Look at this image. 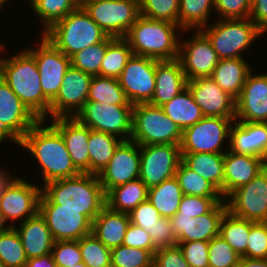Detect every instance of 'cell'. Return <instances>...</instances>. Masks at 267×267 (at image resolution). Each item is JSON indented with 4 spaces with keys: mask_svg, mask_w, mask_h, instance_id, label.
<instances>
[{
    "mask_svg": "<svg viewBox=\"0 0 267 267\" xmlns=\"http://www.w3.org/2000/svg\"><path fill=\"white\" fill-rule=\"evenodd\" d=\"M105 199L98 176L81 173L43 185L39 204H57L58 209L79 210L93 222L106 206Z\"/></svg>",
    "mask_w": 267,
    "mask_h": 267,
    "instance_id": "1",
    "label": "cell"
},
{
    "mask_svg": "<svg viewBox=\"0 0 267 267\" xmlns=\"http://www.w3.org/2000/svg\"><path fill=\"white\" fill-rule=\"evenodd\" d=\"M42 124H45L44 120H39L17 145L27 149L39 162L43 185L81 174L74 166L60 132L52 124L45 127Z\"/></svg>",
    "mask_w": 267,
    "mask_h": 267,
    "instance_id": "2",
    "label": "cell"
},
{
    "mask_svg": "<svg viewBox=\"0 0 267 267\" xmlns=\"http://www.w3.org/2000/svg\"><path fill=\"white\" fill-rule=\"evenodd\" d=\"M0 77L38 120H46L51 102L43 94L35 58L26 49L0 58Z\"/></svg>",
    "mask_w": 267,
    "mask_h": 267,
    "instance_id": "3",
    "label": "cell"
},
{
    "mask_svg": "<svg viewBox=\"0 0 267 267\" xmlns=\"http://www.w3.org/2000/svg\"><path fill=\"white\" fill-rule=\"evenodd\" d=\"M178 29H182L178 24L140 15L124 39L132 49L133 55L157 61H170L178 59L179 56L180 40L175 34Z\"/></svg>",
    "mask_w": 267,
    "mask_h": 267,
    "instance_id": "4",
    "label": "cell"
},
{
    "mask_svg": "<svg viewBox=\"0 0 267 267\" xmlns=\"http://www.w3.org/2000/svg\"><path fill=\"white\" fill-rule=\"evenodd\" d=\"M43 36L67 57L108 37L82 6L53 24Z\"/></svg>",
    "mask_w": 267,
    "mask_h": 267,
    "instance_id": "5",
    "label": "cell"
},
{
    "mask_svg": "<svg viewBox=\"0 0 267 267\" xmlns=\"http://www.w3.org/2000/svg\"><path fill=\"white\" fill-rule=\"evenodd\" d=\"M131 141L143 145H180L182 131L164 113L161 106L138 103L132 110Z\"/></svg>",
    "mask_w": 267,
    "mask_h": 267,
    "instance_id": "6",
    "label": "cell"
},
{
    "mask_svg": "<svg viewBox=\"0 0 267 267\" xmlns=\"http://www.w3.org/2000/svg\"><path fill=\"white\" fill-rule=\"evenodd\" d=\"M200 30L210 40L219 60L242 58V51L264 34L249 18L219 19L212 26L206 25Z\"/></svg>",
    "mask_w": 267,
    "mask_h": 267,
    "instance_id": "7",
    "label": "cell"
},
{
    "mask_svg": "<svg viewBox=\"0 0 267 267\" xmlns=\"http://www.w3.org/2000/svg\"><path fill=\"white\" fill-rule=\"evenodd\" d=\"M81 6L113 38H124L140 16L139 0H88Z\"/></svg>",
    "mask_w": 267,
    "mask_h": 267,
    "instance_id": "8",
    "label": "cell"
},
{
    "mask_svg": "<svg viewBox=\"0 0 267 267\" xmlns=\"http://www.w3.org/2000/svg\"><path fill=\"white\" fill-rule=\"evenodd\" d=\"M132 110L133 105H109L93 101L86 102L75 118L91 130L128 141L132 133Z\"/></svg>",
    "mask_w": 267,
    "mask_h": 267,
    "instance_id": "9",
    "label": "cell"
},
{
    "mask_svg": "<svg viewBox=\"0 0 267 267\" xmlns=\"http://www.w3.org/2000/svg\"><path fill=\"white\" fill-rule=\"evenodd\" d=\"M235 118L204 116L182 132L181 153L225 154L223 141L230 138L231 123Z\"/></svg>",
    "mask_w": 267,
    "mask_h": 267,
    "instance_id": "10",
    "label": "cell"
},
{
    "mask_svg": "<svg viewBox=\"0 0 267 267\" xmlns=\"http://www.w3.org/2000/svg\"><path fill=\"white\" fill-rule=\"evenodd\" d=\"M226 199L227 210L252 222H267V167Z\"/></svg>",
    "mask_w": 267,
    "mask_h": 267,
    "instance_id": "11",
    "label": "cell"
},
{
    "mask_svg": "<svg viewBox=\"0 0 267 267\" xmlns=\"http://www.w3.org/2000/svg\"><path fill=\"white\" fill-rule=\"evenodd\" d=\"M182 161L180 145L160 144L140 146L139 178L151 188L175 176Z\"/></svg>",
    "mask_w": 267,
    "mask_h": 267,
    "instance_id": "12",
    "label": "cell"
},
{
    "mask_svg": "<svg viewBox=\"0 0 267 267\" xmlns=\"http://www.w3.org/2000/svg\"><path fill=\"white\" fill-rule=\"evenodd\" d=\"M38 121L0 77V144L6 139L18 144Z\"/></svg>",
    "mask_w": 267,
    "mask_h": 267,
    "instance_id": "13",
    "label": "cell"
},
{
    "mask_svg": "<svg viewBox=\"0 0 267 267\" xmlns=\"http://www.w3.org/2000/svg\"><path fill=\"white\" fill-rule=\"evenodd\" d=\"M42 188L33 185L26 180L16 178L0 195V220L5 227L8 220L22 222L33 217L39 212V201Z\"/></svg>",
    "mask_w": 267,
    "mask_h": 267,
    "instance_id": "14",
    "label": "cell"
},
{
    "mask_svg": "<svg viewBox=\"0 0 267 267\" xmlns=\"http://www.w3.org/2000/svg\"><path fill=\"white\" fill-rule=\"evenodd\" d=\"M155 59L132 55L118 81L131 104L149 103L155 90Z\"/></svg>",
    "mask_w": 267,
    "mask_h": 267,
    "instance_id": "15",
    "label": "cell"
},
{
    "mask_svg": "<svg viewBox=\"0 0 267 267\" xmlns=\"http://www.w3.org/2000/svg\"><path fill=\"white\" fill-rule=\"evenodd\" d=\"M39 47L27 51L35 58L44 96L52 102L60 91L67 69L71 66L70 57L57 49L44 36Z\"/></svg>",
    "mask_w": 267,
    "mask_h": 267,
    "instance_id": "16",
    "label": "cell"
},
{
    "mask_svg": "<svg viewBox=\"0 0 267 267\" xmlns=\"http://www.w3.org/2000/svg\"><path fill=\"white\" fill-rule=\"evenodd\" d=\"M93 76L70 66L56 98L50 103L51 118L75 117L87 102Z\"/></svg>",
    "mask_w": 267,
    "mask_h": 267,
    "instance_id": "17",
    "label": "cell"
},
{
    "mask_svg": "<svg viewBox=\"0 0 267 267\" xmlns=\"http://www.w3.org/2000/svg\"><path fill=\"white\" fill-rule=\"evenodd\" d=\"M192 39L179 44L178 60L187 81L210 77L219 58L208 37L199 29Z\"/></svg>",
    "mask_w": 267,
    "mask_h": 267,
    "instance_id": "18",
    "label": "cell"
},
{
    "mask_svg": "<svg viewBox=\"0 0 267 267\" xmlns=\"http://www.w3.org/2000/svg\"><path fill=\"white\" fill-rule=\"evenodd\" d=\"M139 173L140 145L128 140L118 145L108 165L97 176L106 194L116 186L139 179Z\"/></svg>",
    "mask_w": 267,
    "mask_h": 267,
    "instance_id": "19",
    "label": "cell"
},
{
    "mask_svg": "<svg viewBox=\"0 0 267 267\" xmlns=\"http://www.w3.org/2000/svg\"><path fill=\"white\" fill-rule=\"evenodd\" d=\"M227 211L226 201L218 202L208 213L188 217L175 214L170 223L177 242H190L195 240L209 242L219 235L222 216Z\"/></svg>",
    "mask_w": 267,
    "mask_h": 267,
    "instance_id": "20",
    "label": "cell"
},
{
    "mask_svg": "<svg viewBox=\"0 0 267 267\" xmlns=\"http://www.w3.org/2000/svg\"><path fill=\"white\" fill-rule=\"evenodd\" d=\"M54 241L80 240L92 233V222L79 210L58 209L57 204H39Z\"/></svg>",
    "mask_w": 267,
    "mask_h": 267,
    "instance_id": "21",
    "label": "cell"
},
{
    "mask_svg": "<svg viewBox=\"0 0 267 267\" xmlns=\"http://www.w3.org/2000/svg\"><path fill=\"white\" fill-rule=\"evenodd\" d=\"M187 87L204 116L235 118L236 99L210 77L188 80Z\"/></svg>",
    "mask_w": 267,
    "mask_h": 267,
    "instance_id": "22",
    "label": "cell"
},
{
    "mask_svg": "<svg viewBox=\"0 0 267 267\" xmlns=\"http://www.w3.org/2000/svg\"><path fill=\"white\" fill-rule=\"evenodd\" d=\"M235 120L267 123V72L248 74L240 96L236 99Z\"/></svg>",
    "mask_w": 267,
    "mask_h": 267,
    "instance_id": "23",
    "label": "cell"
},
{
    "mask_svg": "<svg viewBox=\"0 0 267 267\" xmlns=\"http://www.w3.org/2000/svg\"><path fill=\"white\" fill-rule=\"evenodd\" d=\"M52 121V125L64 139L74 166L81 173H89L90 128L81 124L75 117H58Z\"/></svg>",
    "mask_w": 267,
    "mask_h": 267,
    "instance_id": "24",
    "label": "cell"
},
{
    "mask_svg": "<svg viewBox=\"0 0 267 267\" xmlns=\"http://www.w3.org/2000/svg\"><path fill=\"white\" fill-rule=\"evenodd\" d=\"M228 141L230 151L264 159L267 154V123L235 120Z\"/></svg>",
    "mask_w": 267,
    "mask_h": 267,
    "instance_id": "25",
    "label": "cell"
},
{
    "mask_svg": "<svg viewBox=\"0 0 267 267\" xmlns=\"http://www.w3.org/2000/svg\"><path fill=\"white\" fill-rule=\"evenodd\" d=\"M265 168V161L262 158L228 150L224 157V200L234 190L249 183Z\"/></svg>",
    "mask_w": 267,
    "mask_h": 267,
    "instance_id": "26",
    "label": "cell"
},
{
    "mask_svg": "<svg viewBox=\"0 0 267 267\" xmlns=\"http://www.w3.org/2000/svg\"><path fill=\"white\" fill-rule=\"evenodd\" d=\"M187 87V79L178 59L156 61V80L152 105L162 106Z\"/></svg>",
    "mask_w": 267,
    "mask_h": 267,
    "instance_id": "27",
    "label": "cell"
},
{
    "mask_svg": "<svg viewBox=\"0 0 267 267\" xmlns=\"http://www.w3.org/2000/svg\"><path fill=\"white\" fill-rule=\"evenodd\" d=\"M14 227L21 237L28 259L51 254L55 241L46 220L39 212L21 222L19 228L17 226Z\"/></svg>",
    "mask_w": 267,
    "mask_h": 267,
    "instance_id": "28",
    "label": "cell"
},
{
    "mask_svg": "<svg viewBox=\"0 0 267 267\" xmlns=\"http://www.w3.org/2000/svg\"><path fill=\"white\" fill-rule=\"evenodd\" d=\"M130 224L127 213L116 212L105 206L92 222V233L109 249L123 243Z\"/></svg>",
    "mask_w": 267,
    "mask_h": 267,
    "instance_id": "29",
    "label": "cell"
},
{
    "mask_svg": "<svg viewBox=\"0 0 267 267\" xmlns=\"http://www.w3.org/2000/svg\"><path fill=\"white\" fill-rule=\"evenodd\" d=\"M252 68L243 58L219 60L210 76L225 92L237 99Z\"/></svg>",
    "mask_w": 267,
    "mask_h": 267,
    "instance_id": "30",
    "label": "cell"
},
{
    "mask_svg": "<svg viewBox=\"0 0 267 267\" xmlns=\"http://www.w3.org/2000/svg\"><path fill=\"white\" fill-rule=\"evenodd\" d=\"M182 162L209 181L224 199V157L219 153H181Z\"/></svg>",
    "mask_w": 267,
    "mask_h": 267,
    "instance_id": "31",
    "label": "cell"
},
{
    "mask_svg": "<svg viewBox=\"0 0 267 267\" xmlns=\"http://www.w3.org/2000/svg\"><path fill=\"white\" fill-rule=\"evenodd\" d=\"M148 189L140 178L116 186L106 193V206L110 210L129 214L147 200Z\"/></svg>",
    "mask_w": 267,
    "mask_h": 267,
    "instance_id": "32",
    "label": "cell"
},
{
    "mask_svg": "<svg viewBox=\"0 0 267 267\" xmlns=\"http://www.w3.org/2000/svg\"><path fill=\"white\" fill-rule=\"evenodd\" d=\"M161 108L182 132L204 117L201 108L195 103L188 87L172 100L164 103Z\"/></svg>",
    "mask_w": 267,
    "mask_h": 267,
    "instance_id": "33",
    "label": "cell"
},
{
    "mask_svg": "<svg viewBox=\"0 0 267 267\" xmlns=\"http://www.w3.org/2000/svg\"><path fill=\"white\" fill-rule=\"evenodd\" d=\"M122 141L115 135L90 129L89 173L98 175L108 165L115 149Z\"/></svg>",
    "mask_w": 267,
    "mask_h": 267,
    "instance_id": "34",
    "label": "cell"
},
{
    "mask_svg": "<svg viewBox=\"0 0 267 267\" xmlns=\"http://www.w3.org/2000/svg\"><path fill=\"white\" fill-rule=\"evenodd\" d=\"M183 196L177 178L174 176L148 189L147 199L164 218H171L177 212Z\"/></svg>",
    "mask_w": 267,
    "mask_h": 267,
    "instance_id": "35",
    "label": "cell"
},
{
    "mask_svg": "<svg viewBox=\"0 0 267 267\" xmlns=\"http://www.w3.org/2000/svg\"><path fill=\"white\" fill-rule=\"evenodd\" d=\"M133 55L124 38L107 37V49L100 66V76L118 78Z\"/></svg>",
    "mask_w": 267,
    "mask_h": 267,
    "instance_id": "36",
    "label": "cell"
},
{
    "mask_svg": "<svg viewBox=\"0 0 267 267\" xmlns=\"http://www.w3.org/2000/svg\"><path fill=\"white\" fill-rule=\"evenodd\" d=\"M250 221L232 215L228 210L222 216L219 235L241 257H246Z\"/></svg>",
    "mask_w": 267,
    "mask_h": 267,
    "instance_id": "37",
    "label": "cell"
},
{
    "mask_svg": "<svg viewBox=\"0 0 267 267\" xmlns=\"http://www.w3.org/2000/svg\"><path fill=\"white\" fill-rule=\"evenodd\" d=\"M98 101L109 105H133L119 84L118 78L93 76L87 102Z\"/></svg>",
    "mask_w": 267,
    "mask_h": 267,
    "instance_id": "38",
    "label": "cell"
},
{
    "mask_svg": "<svg viewBox=\"0 0 267 267\" xmlns=\"http://www.w3.org/2000/svg\"><path fill=\"white\" fill-rule=\"evenodd\" d=\"M214 9V0H180L178 25L183 30H199L208 25L209 13Z\"/></svg>",
    "mask_w": 267,
    "mask_h": 267,
    "instance_id": "39",
    "label": "cell"
},
{
    "mask_svg": "<svg viewBox=\"0 0 267 267\" xmlns=\"http://www.w3.org/2000/svg\"><path fill=\"white\" fill-rule=\"evenodd\" d=\"M0 261L5 267H26L28 258L15 227L0 230Z\"/></svg>",
    "mask_w": 267,
    "mask_h": 267,
    "instance_id": "40",
    "label": "cell"
},
{
    "mask_svg": "<svg viewBox=\"0 0 267 267\" xmlns=\"http://www.w3.org/2000/svg\"><path fill=\"white\" fill-rule=\"evenodd\" d=\"M30 4L44 22V32L80 6L78 0H33Z\"/></svg>",
    "mask_w": 267,
    "mask_h": 267,
    "instance_id": "41",
    "label": "cell"
},
{
    "mask_svg": "<svg viewBox=\"0 0 267 267\" xmlns=\"http://www.w3.org/2000/svg\"><path fill=\"white\" fill-rule=\"evenodd\" d=\"M183 195L222 197L220 192L205 178L188 168L182 161L175 173Z\"/></svg>",
    "mask_w": 267,
    "mask_h": 267,
    "instance_id": "42",
    "label": "cell"
},
{
    "mask_svg": "<svg viewBox=\"0 0 267 267\" xmlns=\"http://www.w3.org/2000/svg\"><path fill=\"white\" fill-rule=\"evenodd\" d=\"M82 261L88 267H111V249L106 247L93 233L79 240Z\"/></svg>",
    "mask_w": 267,
    "mask_h": 267,
    "instance_id": "43",
    "label": "cell"
},
{
    "mask_svg": "<svg viewBox=\"0 0 267 267\" xmlns=\"http://www.w3.org/2000/svg\"><path fill=\"white\" fill-rule=\"evenodd\" d=\"M107 49V38L70 57L71 66L92 76H100V66Z\"/></svg>",
    "mask_w": 267,
    "mask_h": 267,
    "instance_id": "44",
    "label": "cell"
},
{
    "mask_svg": "<svg viewBox=\"0 0 267 267\" xmlns=\"http://www.w3.org/2000/svg\"><path fill=\"white\" fill-rule=\"evenodd\" d=\"M153 260L149 250L124 245L111 249V267H153Z\"/></svg>",
    "mask_w": 267,
    "mask_h": 267,
    "instance_id": "45",
    "label": "cell"
},
{
    "mask_svg": "<svg viewBox=\"0 0 267 267\" xmlns=\"http://www.w3.org/2000/svg\"><path fill=\"white\" fill-rule=\"evenodd\" d=\"M180 0H139L140 15L178 24Z\"/></svg>",
    "mask_w": 267,
    "mask_h": 267,
    "instance_id": "46",
    "label": "cell"
},
{
    "mask_svg": "<svg viewBox=\"0 0 267 267\" xmlns=\"http://www.w3.org/2000/svg\"><path fill=\"white\" fill-rule=\"evenodd\" d=\"M241 256L223 239L221 235L209 241V267H238Z\"/></svg>",
    "mask_w": 267,
    "mask_h": 267,
    "instance_id": "47",
    "label": "cell"
},
{
    "mask_svg": "<svg viewBox=\"0 0 267 267\" xmlns=\"http://www.w3.org/2000/svg\"><path fill=\"white\" fill-rule=\"evenodd\" d=\"M51 255L57 267H69L83 262L79 240L55 241Z\"/></svg>",
    "mask_w": 267,
    "mask_h": 267,
    "instance_id": "48",
    "label": "cell"
},
{
    "mask_svg": "<svg viewBox=\"0 0 267 267\" xmlns=\"http://www.w3.org/2000/svg\"><path fill=\"white\" fill-rule=\"evenodd\" d=\"M223 197H201L195 195H183L178 212L181 216L197 217L208 213Z\"/></svg>",
    "mask_w": 267,
    "mask_h": 267,
    "instance_id": "49",
    "label": "cell"
},
{
    "mask_svg": "<svg viewBox=\"0 0 267 267\" xmlns=\"http://www.w3.org/2000/svg\"><path fill=\"white\" fill-rule=\"evenodd\" d=\"M246 258L267 259V222L250 221Z\"/></svg>",
    "mask_w": 267,
    "mask_h": 267,
    "instance_id": "50",
    "label": "cell"
},
{
    "mask_svg": "<svg viewBox=\"0 0 267 267\" xmlns=\"http://www.w3.org/2000/svg\"><path fill=\"white\" fill-rule=\"evenodd\" d=\"M214 8L221 16L217 19H246L251 13L252 0H214Z\"/></svg>",
    "mask_w": 267,
    "mask_h": 267,
    "instance_id": "51",
    "label": "cell"
},
{
    "mask_svg": "<svg viewBox=\"0 0 267 267\" xmlns=\"http://www.w3.org/2000/svg\"><path fill=\"white\" fill-rule=\"evenodd\" d=\"M177 245L181 248L185 260L190 267H209V242L195 240L190 242H177Z\"/></svg>",
    "mask_w": 267,
    "mask_h": 267,
    "instance_id": "52",
    "label": "cell"
},
{
    "mask_svg": "<svg viewBox=\"0 0 267 267\" xmlns=\"http://www.w3.org/2000/svg\"><path fill=\"white\" fill-rule=\"evenodd\" d=\"M128 215L132 224H135L146 231L152 230L156 221L162 217L148 199L140 203Z\"/></svg>",
    "mask_w": 267,
    "mask_h": 267,
    "instance_id": "53",
    "label": "cell"
},
{
    "mask_svg": "<svg viewBox=\"0 0 267 267\" xmlns=\"http://www.w3.org/2000/svg\"><path fill=\"white\" fill-rule=\"evenodd\" d=\"M156 250L177 245V238L173 232L169 218L161 217L156 221L152 230H148Z\"/></svg>",
    "mask_w": 267,
    "mask_h": 267,
    "instance_id": "54",
    "label": "cell"
},
{
    "mask_svg": "<svg viewBox=\"0 0 267 267\" xmlns=\"http://www.w3.org/2000/svg\"><path fill=\"white\" fill-rule=\"evenodd\" d=\"M153 267H190L179 245L154 252Z\"/></svg>",
    "mask_w": 267,
    "mask_h": 267,
    "instance_id": "55",
    "label": "cell"
},
{
    "mask_svg": "<svg viewBox=\"0 0 267 267\" xmlns=\"http://www.w3.org/2000/svg\"><path fill=\"white\" fill-rule=\"evenodd\" d=\"M122 245L149 250L153 255L156 251L148 231L131 222L127 227Z\"/></svg>",
    "mask_w": 267,
    "mask_h": 267,
    "instance_id": "56",
    "label": "cell"
},
{
    "mask_svg": "<svg viewBox=\"0 0 267 267\" xmlns=\"http://www.w3.org/2000/svg\"><path fill=\"white\" fill-rule=\"evenodd\" d=\"M263 32L267 31V0H252L249 16Z\"/></svg>",
    "mask_w": 267,
    "mask_h": 267,
    "instance_id": "57",
    "label": "cell"
},
{
    "mask_svg": "<svg viewBox=\"0 0 267 267\" xmlns=\"http://www.w3.org/2000/svg\"><path fill=\"white\" fill-rule=\"evenodd\" d=\"M26 267H57L51 254L43 257L30 258Z\"/></svg>",
    "mask_w": 267,
    "mask_h": 267,
    "instance_id": "58",
    "label": "cell"
},
{
    "mask_svg": "<svg viewBox=\"0 0 267 267\" xmlns=\"http://www.w3.org/2000/svg\"><path fill=\"white\" fill-rule=\"evenodd\" d=\"M238 267H267V259L241 257Z\"/></svg>",
    "mask_w": 267,
    "mask_h": 267,
    "instance_id": "59",
    "label": "cell"
},
{
    "mask_svg": "<svg viewBox=\"0 0 267 267\" xmlns=\"http://www.w3.org/2000/svg\"><path fill=\"white\" fill-rule=\"evenodd\" d=\"M15 178H11L10 174L4 172L0 168V195L5 191V189L14 181Z\"/></svg>",
    "mask_w": 267,
    "mask_h": 267,
    "instance_id": "60",
    "label": "cell"
},
{
    "mask_svg": "<svg viewBox=\"0 0 267 267\" xmlns=\"http://www.w3.org/2000/svg\"><path fill=\"white\" fill-rule=\"evenodd\" d=\"M69 267H88L84 262L78 263V264H74L73 266H69Z\"/></svg>",
    "mask_w": 267,
    "mask_h": 267,
    "instance_id": "61",
    "label": "cell"
},
{
    "mask_svg": "<svg viewBox=\"0 0 267 267\" xmlns=\"http://www.w3.org/2000/svg\"><path fill=\"white\" fill-rule=\"evenodd\" d=\"M6 2H8V0H0V8H2Z\"/></svg>",
    "mask_w": 267,
    "mask_h": 267,
    "instance_id": "62",
    "label": "cell"
},
{
    "mask_svg": "<svg viewBox=\"0 0 267 267\" xmlns=\"http://www.w3.org/2000/svg\"><path fill=\"white\" fill-rule=\"evenodd\" d=\"M78 1H79L80 6H81L85 1H88V0H78Z\"/></svg>",
    "mask_w": 267,
    "mask_h": 267,
    "instance_id": "63",
    "label": "cell"
},
{
    "mask_svg": "<svg viewBox=\"0 0 267 267\" xmlns=\"http://www.w3.org/2000/svg\"><path fill=\"white\" fill-rule=\"evenodd\" d=\"M5 226L3 225V223L0 220V230H2Z\"/></svg>",
    "mask_w": 267,
    "mask_h": 267,
    "instance_id": "64",
    "label": "cell"
},
{
    "mask_svg": "<svg viewBox=\"0 0 267 267\" xmlns=\"http://www.w3.org/2000/svg\"><path fill=\"white\" fill-rule=\"evenodd\" d=\"M264 161H265V165H266V167H267V154H266V156H265V158H264Z\"/></svg>",
    "mask_w": 267,
    "mask_h": 267,
    "instance_id": "65",
    "label": "cell"
},
{
    "mask_svg": "<svg viewBox=\"0 0 267 267\" xmlns=\"http://www.w3.org/2000/svg\"><path fill=\"white\" fill-rule=\"evenodd\" d=\"M3 47L5 48V46H4V45L2 46V45L0 44V50H2V49L4 50V48H3Z\"/></svg>",
    "mask_w": 267,
    "mask_h": 267,
    "instance_id": "66",
    "label": "cell"
},
{
    "mask_svg": "<svg viewBox=\"0 0 267 267\" xmlns=\"http://www.w3.org/2000/svg\"><path fill=\"white\" fill-rule=\"evenodd\" d=\"M0 267H5V266L1 263V261H0Z\"/></svg>",
    "mask_w": 267,
    "mask_h": 267,
    "instance_id": "67",
    "label": "cell"
}]
</instances>
